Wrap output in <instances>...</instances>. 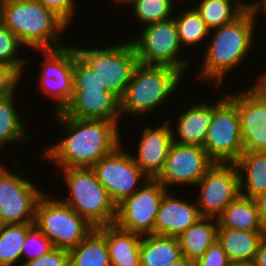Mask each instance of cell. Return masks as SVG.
Returning <instances> with one entry per match:
<instances>
[{"label":"cell","mask_w":266,"mask_h":266,"mask_svg":"<svg viewBox=\"0 0 266 266\" xmlns=\"http://www.w3.org/2000/svg\"><path fill=\"white\" fill-rule=\"evenodd\" d=\"M53 122L65 132L56 143L42 149V159L57 168H91L110 154L123 138L120 123L109 120L78 119L53 113ZM55 120V121H54ZM61 126V127H60Z\"/></svg>","instance_id":"cell-1"},{"label":"cell","mask_w":266,"mask_h":266,"mask_svg":"<svg viewBox=\"0 0 266 266\" xmlns=\"http://www.w3.org/2000/svg\"><path fill=\"white\" fill-rule=\"evenodd\" d=\"M257 24L253 11L249 10L242 12L232 22L210 30L209 44L204 45L202 66L196 68L200 71L195 79L200 78L199 82H208L215 90L221 91L219 89L226 84V77L235 73L234 68H241L249 53L255 50Z\"/></svg>","instance_id":"cell-2"},{"label":"cell","mask_w":266,"mask_h":266,"mask_svg":"<svg viewBox=\"0 0 266 266\" xmlns=\"http://www.w3.org/2000/svg\"><path fill=\"white\" fill-rule=\"evenodd\" d=\"M183 78L185 75L172 66L137 63L120 97L121 119L122 116L127 119L125 115H128L131 116L128 118L140 120L150 117L151 112H158L165 102L169 103V99L176 96L174 94L179 91V86L182 87Z\"/></svg>","instance_id":"cell-3"},{"label":"cell","mask_w":266,"mask_h":266,"mask_svg":"<svg viewBox=\"0 0 266 266\" xmlns=\"http://www.w3.org/2000/svg\"><path fill=\"white\" fill-rule=\"evenodd\" d=\"M3 24L15 34L26 51L30 49L32 52L67 45L61 35L68 33V28L71 30L60 16L38 0H6Z\"/></svg>","instance_id":"cell-4"},{"label":"cell","mask_w":266,"mask_h":266,"mask_svg":"<svg viewBox=\"0 0 266 266\" xmlns=\"http://www.w3.org/2000/svg\"><path fill=\"white\" fill-rule=\"evenodd\" d=\"M59 172L68 189L66 197L58 195L62 202L95 228L115 223L117 206L106 188L97 180L92 168H58L57 173Z\"/></svg>","instance_id":"cell-5"},{"label":"cell","mask_w":266,"mask_h":266,"mask_svg":"<svg viewBox=\"0 0 266 266\" xmlns=\"http://www.w3.org/2000/svg\"><path fill=\"white\" fill-rule=\"evenodd\" d=\"M52 194V195H50ZM45 192L36 207L34 224L54 248L76 247L95 227L53 193Z\"/></svg>","instance_id":"cell-6"},{"label":"cell","mask_w":266,"mask_h":266,"mask_svg":"<svg viewBox=\"0 0 266 266\" xmlns=\"http://www.w3.org/2000/svg\"><path fill=\"white\" fill-rule=\"evenodd\" d=\"M143 27L138 31L139 36L134 34L135 37L129 38L138 63L172 66L186 76V71L189 72L192 66L191 59L185 56L188 52H184L180 44L174 19L150 23Z\"/></svg>","instance_id":"cell-7"},{"label":"cell","mask_w":266,"mask_h":266,"mask_svg":"<svg viewBox=\"0 0 266 266\" xmlns=\"http://www.w3.org/2000/svg\"><path fill=\"white\" fill-rule=\"evenodd\" d=\"M107 47L103 45L87 47L75 46L77 53L95 70L107 91L119 100L123 95L137 65V57L132 43L123 40Z\"/></svg>","instance_id":"cell-8"},{"label":"cell","mask_w":266,"mask_h":266,"mask_svg":"<svg viewBox=\"0 0 266 266\" xmlns=\"http://www.w3.org/2000/svg\"><path fill=\"white\" fill-rule=\"evenodd\" d=\"M214 100L203 148L214 163H235L244 152L238 108L226 92Z\"/></svg>","instance_id":"cell-9"},{"label":"cell","mask_w":266,"mask_h":266,"mask_svg":"<svg viewBox=\"0 0 266 266\" xmlns=\"http://www.w3.org/2000/svg\"><path fill=\"white\" fill-rule=\"evenodd\" d=\"M14 171L7 166L0 170V225L34 223L37 203L45 194L22 169Z\"/></svg>","instance_id":"cell-10"},{"label":"cell","mask_w":266,"mask_h":266,"mask_svg":"<svg viewBox=\"0 0 266 266\" xmlns=\"http://www.w3.org/2000/svg\"><path fill=\"white\" fill-rule=\"evenodd\" d=\"M35 51L44 58L38 70L39 79L36 80L38 90L40 89V93L46 95L47 98L51 97V103H55L51 114L61 112L73 94L75 46L70 44L56 49Z\"/></svg>","instance_id":"cell-11"},{"label":"cell","mask_w":266,"mask_h":266,"mask_svg":"<svg viewBox=\"0 0 266 266\" xmlns=\"http://www.w3.org/2000/svg\"><path fill=\"white\" fill-rule=\"evenodd\" d=\"M123 146L122 140L114 151L91 167L116 206L149 180Z\"/></svg>","instance_id":"cell-12"},{"label":"cell","mask_w":266,"mask_h":266,"mask_svg":"<svg viewBox=\"0 0 266 266\" xmlns=\"http://www.w3.org/2000/svg\"><path fill=\"white\" fill-rule=\"evenodd\" d=\"M197 206L202 217L218 218L240 195L239 172L235 163H214L195 185ZM199 192V193H198Z\"/></svg>","instance_id":"cell-13"},{"label":"cell","mask_w":266,"mask_h":266,"mask_svg":"<svg viewBox=\"0 0 266 266\" xmlns=\"http://www.w3.org/2000/svg\"><path fill=\"white\" fill-rule=\"evenodd\" d=\"M167 189L156 179L147 180L131 196L117 205L115 224L122 230L154 234L160 203Z\"/></svg>","instance_id":"cell-14"},{"label":"cell","mask_w":266,"mask_h":266,"mask_svg":"<svg viewBox=\"0 0 266 266\" xmlns=\"http://www.w3.org/2000/svg\"><path fill=\"white\" fill-rule=\"evenodd\" d=\"M214 164L201 146L181 145L173 142L163 170L156 178L167 190L176 186L195 187ZM171 185V186H170ZM171 188V189H170Z\"/></svg>","instance_id":"cell-15"},{"label":"cell","mask_w":266,"mask_h":266,"mask_svg":"<svg viewBox=\"0 0 266 266\" xmlns=\"http://www.w3.org/2000/svg\"><path fill=\"white\" fill-rule=\"evenodd\" d=\"M244 88L227 93L238 108L243 150L266 152V98L252 85Z\"/></svg>","instance_id":"cell-16"},{"label":"cell","mask_w":266,"mask_h":266,"mask_svg":"<svg viewBox=\"0 0 266 266\" xmlns=\"http://www.w3.org/2000/svg\"><path fill=\"white\" fill-rule=\"evenodd\" d=\"M161 125L146 126L137 139V150H129L133 160L149 179H156L163 170L169 149L173 144L170 120L166 118ZM139 139V141H138ZM136 150V152L134 151ZM135 152V153H134ZM135 154V155H134Z\"/></svg>","instance_id":"cell-17"},{"label":"cell","mask_w":266,"mask_h":266,"mask_svg":"<svg viewBox=\"0 0 266 266\" xmlns=\"http://www.w3.org/2000/svg\"><path fill=\"white\" fill-rule=\"evenodd\" d=\"M78 119L121 122L120 100L110 91L73 90L69 103L61 111Z\"/></svg>","instance_id":"cell-18"},{"label":"cell","mask_w":266,"mask_h":266,"mask_svg":"<svg viewBox=\"0 0 266 266\" xmlns=\"http://www.w3.org/2000/svg\"><path fill=\"white\" fill-rule=\"evenodd\" d=\"M167 190L160 203L157 219L154 225V234L178 237L202 216L196 200L180 199ZM193 201V202H191Z\"/></svg>","instance_id":"cell-19"},{"label":"cell","mask_w":266,"mask_h":266,"mask_svg":"<svg viewBox=\"0 0 266 266\" xmlns=\"http://www.w3.org/2000/svg\"><path fill=\"white\" fill-rule=\"evenodd\" d=\"M212 102L209 103L207 100L205 102L202 100L201 103L192 102L190 107H185V110L182 109L183 111L177 113V117L174 116L176 120L171 116L168 118L172 126L173 142L203 147L213 117L214 103Z\"/></svg>","instance_id":"cell-20"},{"label":"cell","mask_w":266,"mask_h":266,"mask_svg":"<svg viewBox=\"0 0 266 266\" xmlns=\"http://www.w3.org/2000/svg\"><path fill=\"white\" fill-rule=\"evenodd\" d=\"M97 229L106 237L111 266H141L142 235L122 230L115 223Z\"/></svg>","instance_id":"cell-21"},{"label":"cell","mask_w":266,"mask_h":266,"mask_svg":"<svg viewBox=\"0 0 266 266\" xmlns=\"http://www.w3.org/2000/svg\"><path fill=\"white\" fill-rule=\"evenodd\" d=\"M235 164L239 172L240 195L254 199L266 192V152L244 151Z\"/></svg>","instance_id":"cell-22"},{"label":"cell","mask_w":266,"mask_h":266,"mask_svg":"<svg viewBox=\"0 0 266 266\" xmlns=\"http://www.w3.org/2000/svg\"><path fill=\"white\" fill-rule=\"evenodd\" d=\"M218 219L201 217L178 236L182 256L190 261L199 260L204 252L217 240Z\"/></svg>","instance_id":"cell-23"},{"label":"cell","mask_w":266,"mask_h":266,"mask_svg":"<svg viewBox=\"0 0 266 266\" xmlns=\"http://www.w3.org/2000/svg\"><path fill=\"white\" fill-rule=\"evenodd\" d=\"M266 231L235 230L218 227V241L230 261L253 264L261 239Z\"/></svg>","instance_id":"cell-24"},{"label":"cell","mask_w":266,"mask_h":266,"mask_svg":"<svg viewBox=\"0 0 266 266\" xmlns=\"http://www.w3.org/2000/svg\"><path fill=\"white\" fill-rule=\"evenodd\" d=\"M182 257L177 237L156 234L142 235L140 243L141 266H166Z\"/></svg>","instance_id":"cell-25"},{"label":"cell","mask_w":266,"mask_h":266,"mask_svg":"<svg viewBox=\"0 0 266 266\" xmlns=\"http://www.w3.org/2000/svg\"><path fill=\"white\" fill-rule=\"evenodd\" d=\"M219 227L245 231H266L260 221L256 202L239 195L217 218Z\"/></svg>","instance_id":"cell-26"},{"label":"cell","mask_w":266,"mask_h":266,"mask_svg":"<svg viewBox=\"0 0 266 266\" xmlns=\"http://www.w3.org/2000/svg\"><path fill=\"white\" fill-rule=\"evenodd\" d=\"M17 92L0 100V148L2 150L6 144L10 146V144L15 142V145H22L23 143L26 144V142L29 143V138H32L25 127L26 122L22 121L23 118L21 116L23 115L18 112V104H16Z\"/></svg>","instance_id":"cell-27"},{"label":"cell","mask_w":266,"mask_h":266,"mask_svg":"<svg viewBox=\"0 0 266 266\" xmlns=\"http://www.w3.org/2000/svg\"><path fill=\"white\" fill-rule=\"evenodd\" d=\"M69 253L70 266H111L106 237L97 228Z\"/></svg>","instance_id":"cell-28"},{"label":"cell","mask_w":266,"mask_h":266,"mask_svg":"<svg viewBox=\"0 0 266 266\" xmlns=\"http://www.w3.org/2000/svg\"><path fill=\"white\" fill-rule=\"evenodd\" d=\"M173 19L177 27L180 44L185 52L190 48H199L200 45L203 46L207 42L210 29L193 6H187L182 11L176 9Z\"/></svg>","instance_id":"cell-29"},{"label":"cell","mask_w":266,"mask_h":266,"mask_svg":"<svg viewBox=\"0 0 266 266\" xmlns=\"http://www.w3.org/2000/svg\"><path fill=\"white\" fill-rule=\"evenodd\" d=\"M33 225L34 223L0 225V266L22 265L23 244Z\"/></svg>","instance_id":"cell-30"},{"label":"cell","mask_w":266,"mask_h":266,"mask_svg":"<svg viewBox=\"0 0 266 266\" xmlns=\"http://www.w3.org/2000/svg\"><path fill=\"white\" fill-rule=\"evenodd\" d=\"M179 5L176 0H130L124 7L131 9L130 15L133 14L138 24L142 23L139 27H143L173 18Z\"/></svg>","instance_id":"cell-31"},{"label":"cell","mask_w":266,"mask_h":266,"mask_svg":"<svg viewBox=\"0 0 266 266\" xmlns=\"http://www.w3.org/2000/svg\"><path fill=\"white\" fill-rule=\"evenodd\" d=\"M195 3L193 1V4L190 6L196 9L210 30L232 22L242 13L229 0H196Z\"/></svg>","instance_id":"cell-32"},{"label":"cell","mask_w":266,"mask_h":266,"mask_svg":"<svg viewBox=\"0 0 266 266\" xmlns=\"http://www.w3.org/2000/svg\"><path fill=\"white\" fill-rule=\"evenodd\" d=\"M23 47L19 39L7 26L0 25V64L14 68L22 77H24V72L27 70V62H31L28 61L29 59L25 54L23 57L22 53H25ZM20 49L22 53L19 54Z\"/></svg>","instance_id":"cell-33"},{"label":"cell","mask_w":266,"mask_h":266,"mask_svg":"<svg viewBox=\"0 0 266 266\" xmlns=\"http://www.w3.org/2000/svg\"><path fill=\"white\" fill-rule=\"evenodd\" d=\"M73 90L107 91L95 70L77 53L73 69Z\"/></svg>","instance_id":"cell-34"},{"label":"cell","mask_w":266,"mask_h":266,"mask_svg":"<svg viewBox=\"0 0 266 266\" xmlns=\"http://www.w3.org/2000/svg\"><path fill=\"white\" fill-rule=\"evenodd\" d=\"M53 245L51 241L42 233V231L34 224L27 233L23 244L21 257L22 263L41 257L47 254ZM25 257V259H23Z\"/></svg>","instance_id":"cell-35"},{"label":"cell","mask_w":266,"mask_h":266,"mask_svg":"<svg viewBox=\"0 0 266 266\" xmlns=\"http://www.w3.org/2000/svg\"><path fill=\"white\" fill-rule=\"evenodd\" d=\"M21 266H70L69 250L52 248L47 254L22 263Z\"/></svg>","instance_id":"cell-36"},{"label":"cell","mask_w":266,"mask_h":266,"mask_svg":"<svg viewBox=\"0 0 266 266\" xmlns=\"http://www.w3.org/2000/svg\"><path fill=\"white\" fill-rule=\"evenodd\" d=\"M22 76L12 67L0 64V100L13 95L23 82Z\"/></svg>","instance_id":"cell-37"},{"label":"cell","mask_w":266,"mask_h":266,"mask_svg":"<svg viewBox=\"0 0 266 266\" xmlns=\"http://www.w3.org/2000/svg\"><path fill=\"white\" fill-rule=\"evenodd\" d=\"M46 8L54 11L60 16L69 26L73 24L74 17H76L77 6L76 0H38ZM75 15V16H74Z\"/></svg>","instance_id":"cell-38"},{"label":"cell","mask_w":266,"mask_h":266,"mask_svg":"<svg viewBox=\"0 0 266 266\" xmlns=\"http://www.w3.org/2000/svg\"><path fill=\"white\" fill-rule=\"evenodd\" d=\"M230 260L218 239L194 262L195 266H227Z\"/></svg>","instance_id":"cell-39"},{"label":"cell","mask_w":266,"mask_h":266,"mask_svg":"<svg viewBox=\"0 0 266 266\" xmlns=\"http://www.w3.org/2000/svg\"><path fill=\"white\" fill-rule=\"evenodd\" d=\"M253 266H266V234L259 243Z\"/></svg>","instance_id":"cell-40"},{"label":"cell","mask_w":266,"mask_h":266,"mask_svg":"<svg viewBox=\"0 0 266 266\" xmlns=\"http://www.w3.org/2000/svg\"><path fill=\"white\" fill-rule=\"evenodd\" d=\"M261 223L266 228V192L254 198Z\"/></svg>","instance_id":"cell-41"},{"label":"cell","mask_w":266,"mask_h":266,"mask_svg":"<svg viewBox=\"0 0 266 266\" xmlns=\"http://www.w3.org/2000/svg\"><path fill=\"white\" fill-rule=\"evenodd\" d=\"M255 78L253 87L266 98V71L261 72V74L258 73Z\"/></svg>","instance_id":"cell-42"},{"label":"cell","mask_w":266,"mask_h":266,"mask_svg":"<svg viewBox=\"0 0 266 266\" xmlns=\"http://www.w3.org/2000/svg\"><path fill=\"white\" fill-rule=\"evenodd\" d=\"M253 1L255 3H254V6L252 8V11H253L254 16L256 18V21L259 22L258 18H260L262 13H264L262 17L265 16V18H266V0H253Z\"/></svg>","instance_id":"cell-43"},{"label":"cell","mask_w":266,"mask_h":266,"mask_svg":"<svg viewBox=\"0 0 266 266\" xmlns=\"http://www.w3.org/2000/svg\"><path fill=\"white\" fill-rule=\"evenodd\" d=\"M233 2L242 12L252 10L255 2L247 0H229Z\"/></svg>","instance_id":"cell-44"},{"label":"cell","mask_w":266,"mask_h":266,"mask_svg":"<svg viewBox=\"0 0 266 266\" xmlns=\"http://www.w3.org/2000/svg\"><path fill=\"white\" fill-rule=\"evenodd\" d=\"M166 266H195L193 261L188 260L186 257L182 256L177 261L166 265Z\"/></svg>","instance_id":"cell-45"},{"label":"cell","mask_w":266,"mask_h":266,"mask_svg":"<svg viewBox=\"0 0 266 266\" xmlns=\"http://www.w3.org/2000/svg\"><path fill=\"white\" fill-rule=\"evenodd\" d=\"M227 266H253V264L247 262L230 261Z\"/></svg>","instance_id":"cell-46"},{"label":"cell","mask_w":266,"mask_h":266,"mask_svg":"<svg viewBox=\"0 0 266 266\" xmlns=\"http://www.w3.org/2000/svg\"><path fill=\"white\" fill-rule=\"evenodd\" d=\"M4 3L5 1L0 0V25L3 24Z\"/></svg>","instance_id":"cell-47"},{"label":"cell","mask_w":266,"mask_h":266,"mask_svg":"<svg viewBox=\"0 0 266 266\" xmlns=\"http://www.w3.org/2000/svg\"><path fill=\"white\" fill-rule=\"evenodd\" d=\"M111 1L115 2L117 6L119 5L123 6L126 5L130 0H111Z\"/></svg>","instance_id":"cell-48"},{"label":"cell","mask_w":266,"mask_h":266,"mask_svg":"<svg viewBox=\"0 0 266 266\" xmlns=\"http://www.w3.org/2000/svg\"><path fill=\"white\" fill-rule=\"evenodd\" d=\"M0 149H1V148H0ZM1 151H4V150H0V154H2ZM0 161H1V160H0ZM5 167H6V165H5V164L3 165V162L1 161V162H0V170L3 169V168H5Z\"/></svg>","instance_id":"cell-49"}]
</instances>
